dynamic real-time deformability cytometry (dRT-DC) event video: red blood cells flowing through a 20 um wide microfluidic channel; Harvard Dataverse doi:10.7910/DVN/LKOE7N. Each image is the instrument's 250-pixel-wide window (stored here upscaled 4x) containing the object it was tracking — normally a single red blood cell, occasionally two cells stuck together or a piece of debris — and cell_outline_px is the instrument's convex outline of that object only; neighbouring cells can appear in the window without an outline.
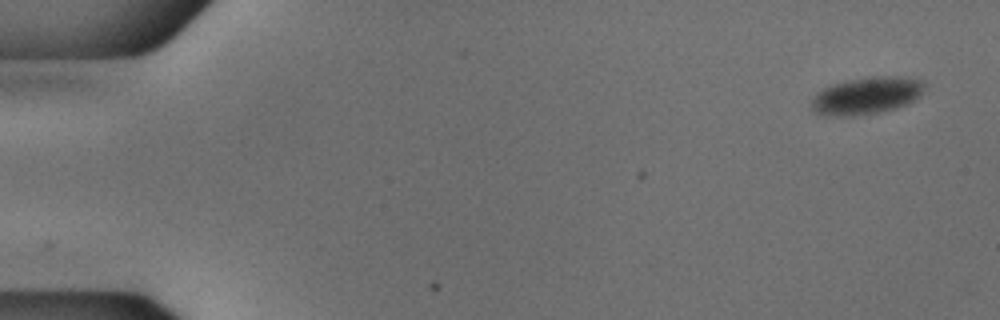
{"species": "common noctule bat (a hibernating species)", "species_latin": "Nyctalus noctula", "temperature_condition": "cold", "stored_images_in_passage": 52, "camera_frame_rate_fps": 3000, "um_per_image_px": 0.085, "animal": {"sex": "male", "body_mass_g": 18.8}, "frame": {"image": 1, "passage_image": 1, "time_ms": 0.0, "image_size_px": [1000, 320], "cell_outline_px": [[928, 84], [920, 96], [908, 104], [896, 108], [880, 112], [844, 116], [828, 116], [816, 112], [812, 108], [812, 100], [816, 92], [832, 84], [848, 80], [872, 76], [900, 76], [924, 80]], "centroid_in_image_um": [73.72, 8.11], "position_along_channel_um": 11.3, "area_um2": 24.68}}
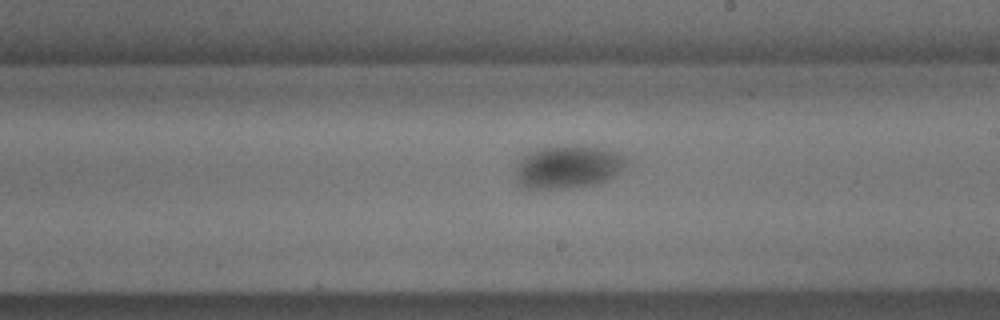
{"frame": {"image": 2, "passage_image": 30, "time_ms": 9.667, "image_size_px": [1000, 320], "cell_outline_px": [[632, 156], [628, 164], [612, 176], [596, 184], [572, 188], [524, 188], [516, 180], [516, 168], [520, 160], [528, 152], [540, 148], [560, 144], [576, 144], [608, 148]], "centroid_in_image_um": [48.36, 14.13], "position_along_channel_um": 240.6, "area_um2": 28.55}}
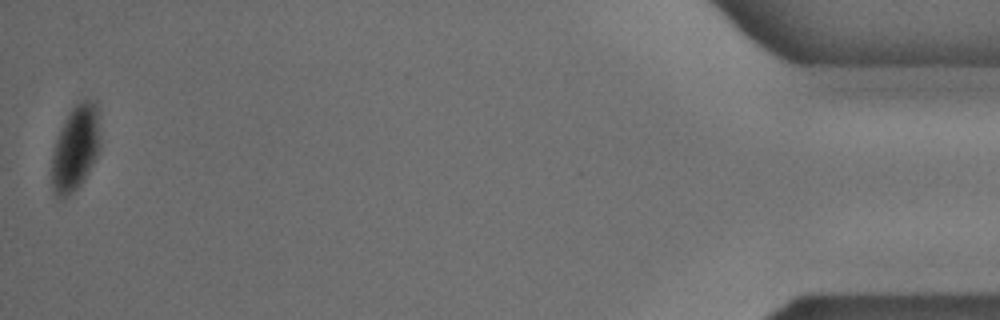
{"frame": {"image": 3, "passage_image": 52, "time_ms": 17.0, "image_size_px": [1000, 320], "cell_outline_px": [[100, 144], [96, 156], [84, 180], [68, 196], [56, 196], [52, 192], [52, 152], [56, 136], [68, 112], [84, 96], [92, 100], [96, 104], [100, 124]], "centroid_in_image_um": [6.41, 12.52], "position_along_channel_um": 428.8, "area_um2": 24.39}}